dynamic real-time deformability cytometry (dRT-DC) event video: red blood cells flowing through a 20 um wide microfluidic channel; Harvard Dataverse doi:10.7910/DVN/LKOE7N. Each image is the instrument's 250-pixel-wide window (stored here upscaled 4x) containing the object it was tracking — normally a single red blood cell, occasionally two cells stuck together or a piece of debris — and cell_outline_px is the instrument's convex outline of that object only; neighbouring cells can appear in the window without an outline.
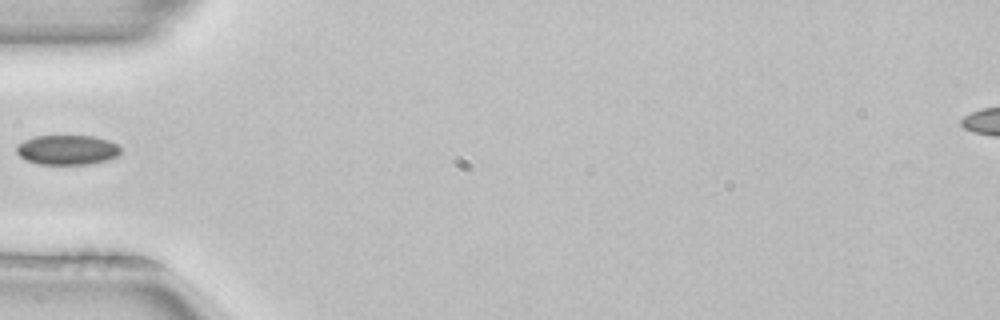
{"species": "common noctule bat (a hibernating species)", "species_latin": "Nyctalus noctula", "temperature_condition": "room temperature", "stored_images_in_passage": 5, "camera_frame_rate_fps": 3000, "um_per_image_px": 0.085, "animal": {"sex": "female", "body_mass_g": 22.7, "forearm_length_mm": 54.2}, "frame": {"image": 1, "passage_image": 5, "time_ms": 1.333, "image_size_px": [1000, 320], "cell_outline_px": [[120, 152], [116, 156], [108, 160], [88, 164], [40, 164], [24, 160], [16, 152], [16, 144], [24, 140], [36, 136], [92, 136], [108, 140], [116, 144], [120, 148]], "centroid_in_image_um": [5.68, 12.74], "position_along_channel_um": 79.3, "area_um2": 18.03}}